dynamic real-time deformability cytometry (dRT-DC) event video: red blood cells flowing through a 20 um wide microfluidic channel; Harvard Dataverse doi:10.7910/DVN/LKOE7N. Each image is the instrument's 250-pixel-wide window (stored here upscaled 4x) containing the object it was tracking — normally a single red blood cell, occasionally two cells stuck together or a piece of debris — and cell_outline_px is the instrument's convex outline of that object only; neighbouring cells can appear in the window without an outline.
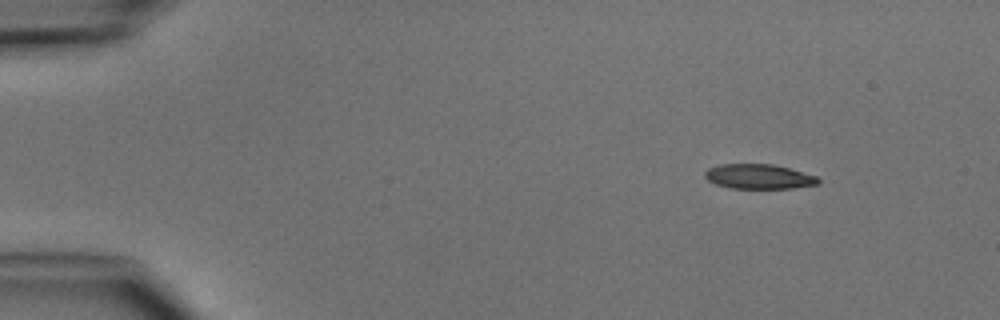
{"species": "common noctule bat (a hibernating species)", "species_latin": "Nyctalus noctula", "temperature_condition": "cold", "stored_images_in_passage": 5, "camera_frame_rate_fps": 3000, "um_per_image_px": 0.085, "animal": {"sex": "male", "body_mass_g": 15.6}, "frame": {"image": 1, "passage_image": 1, "time_ms": 0.0, "image_size_px": [1000, 320], "cell_outline_px": [[820, 184], [792, 188], [732, 188], [716, 184], [708, 180], [704, 176], [704, 172], [708, 168], [720, 164], [772, 164], [788, 168], [816, 176], [820, 180]], "centroid_in_image_um": [64.49, 15.0], "position_along_channel_um": 20.5, "area_um2": 16.24}}
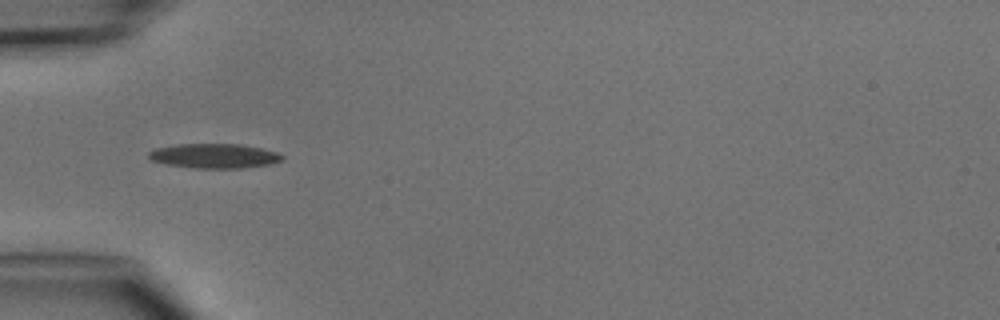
{"frame": {"image": 2, "passage_image": 4, "time_ms": 3.333, "image_size_px": [1000, 320], "cell_outline_px": [[284, 160], [272, 164], [240, 168], [196, 168], [168, 164], [152, 160], [148, 156], [148, 152], [156, 148], [176, 144], [240, 144], [260, 148], [276, 152], [284, 156]], "centroid_in_image_um": [18.24, 13.25], "position_along_channel_um": 66.8, "area_um2": 19.02}}